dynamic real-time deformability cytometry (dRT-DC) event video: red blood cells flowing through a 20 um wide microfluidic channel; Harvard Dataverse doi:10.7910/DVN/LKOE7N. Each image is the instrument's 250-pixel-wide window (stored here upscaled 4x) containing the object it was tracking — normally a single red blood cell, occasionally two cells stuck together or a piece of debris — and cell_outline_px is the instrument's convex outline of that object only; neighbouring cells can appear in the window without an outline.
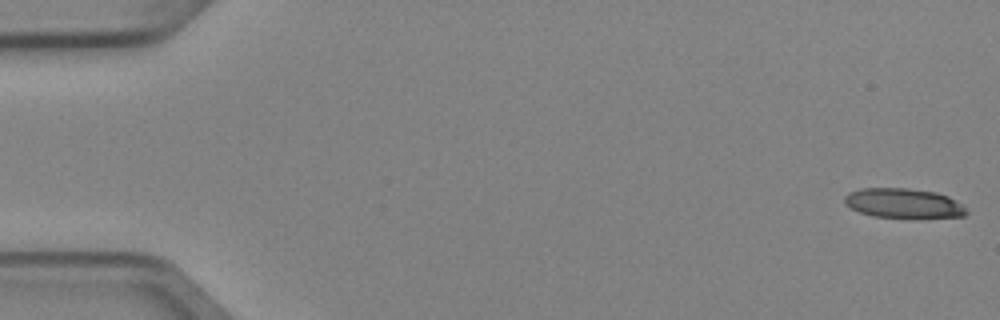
{"species": "Egyptian fruit bat (a non-hibernating species)", "species_latin": "Rousettus aegyptiacus", "temperature_condition": "cold", "stored_images_in_passage": 5, "camera_frame_rate_fps": 3000, "um_per_image_px": 0.085, "animal": {"sex": "female"}, "frame": {"image": 1, "passage_image": 1, "time_ms": 0.0, "image_size_px": [1000, 320], "cell_outline_px": [[968, 212], [964, 216], [872, 216], [860, 212], [844, 204], [844, 196], [848, 192], [860, 188], [908, 188], [936, 192], [948, 196], [960, 204]], "centroid_in_image_um": [76.72, 17.23], "position_along_channel_um": 8.3, "area_um2": 20.46}}
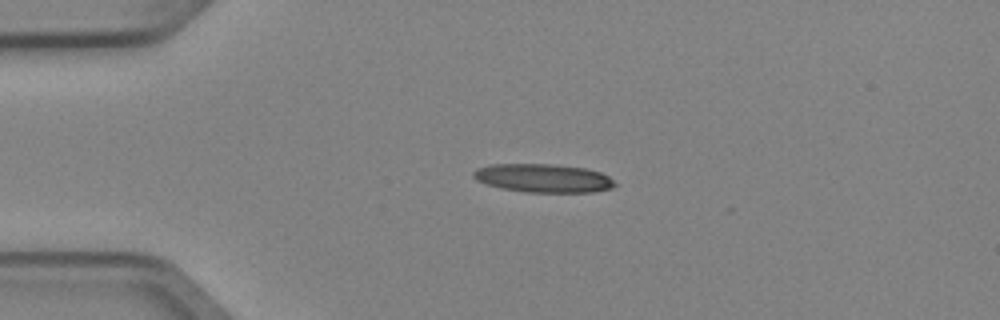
{"frame": {"image": 2, "passage_image": 4, "time_ms": 1.0, "image_size_px": [1000, 320], "cell_outline_px": [[616, 184], [612, 188], [592, 192], [528, 192], [500, 188], [476, 180], [472, 176], [472, 172], [476, 168], [492, 164], [556, 164], [584, 168], [600, 172], [608, 176]], "centroid_in_image_um": [46.15, 15.13], "position_along_channel_um": 38.8, "area_um2": 23.47}}